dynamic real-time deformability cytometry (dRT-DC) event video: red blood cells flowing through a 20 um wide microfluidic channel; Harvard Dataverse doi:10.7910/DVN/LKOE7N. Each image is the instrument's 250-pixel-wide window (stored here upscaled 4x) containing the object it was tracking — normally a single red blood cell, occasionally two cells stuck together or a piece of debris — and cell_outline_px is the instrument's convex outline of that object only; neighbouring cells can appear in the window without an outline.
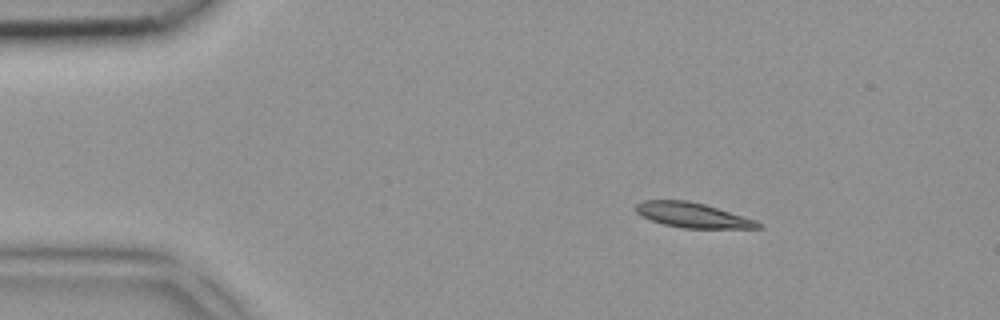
{"species": "common noctule bat (a hibernating species)", "species_latin": "Nyctalus noctula", "temperature_condition": "room temperature", "stored_images_in_passage": 3, "camera_frame_rate_fps": 3000, "um_per_image_px": 0.085, "animal": {"sex": "female", "body_mass_g": 18.4}, "frame": {"image": 1, "passage_image": 1, "time_ms": 0.0, "image_size_px": [1000, 320], "cell_outline_px": [[764, 228], [684, 228], [664, 224], [652, 220], [636, 212], [632, 208], [636, 204], [644, 200], [688, 200], [704, 204], [744, 216], [756, 220]], "centroid_in_image_um": [58.86, 18.28], "position_along_channel_um": 26.1, "area_um2": 17.63}}